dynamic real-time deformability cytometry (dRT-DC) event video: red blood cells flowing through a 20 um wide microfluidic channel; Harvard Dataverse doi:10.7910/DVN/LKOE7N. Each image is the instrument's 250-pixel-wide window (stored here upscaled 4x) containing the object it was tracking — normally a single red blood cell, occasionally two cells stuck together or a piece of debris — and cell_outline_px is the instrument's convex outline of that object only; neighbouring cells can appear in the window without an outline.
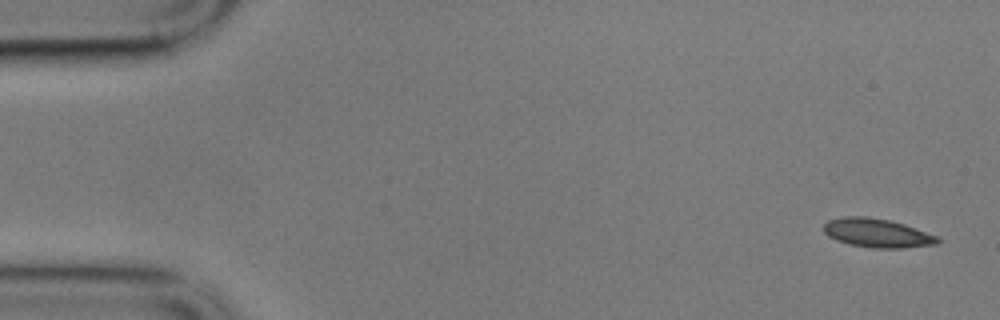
{"species": "common noctule bat (a hibernating species)", "species_latin": "Nyctalus noctula", "temperature_condition": "cold", "stored_images_in_passage": 5, "camera_frame_rate_fps": 3000, "um_per_image_px": 0.085, "animal": {"sex": "male", "body_mass_g": 17.9}, "frame": {"image": 1, "passage_image": 1, "time_ms": 0.0, "image_size_px": [1000, 320], "cell_outline_px": [[940, 244], [900, 248], [872, 248], [848, 244], [836, 240], [828, 236], [824, 232], [824, 224], [828, 220], [844, 216], [868, 216], [888, 220], [904, 224], [936, 236], [940, 240]], "centroid_in_image_um": [74.53, 19.81], "position_along_channel_um": 10.5, "area_um2": 19.13}}
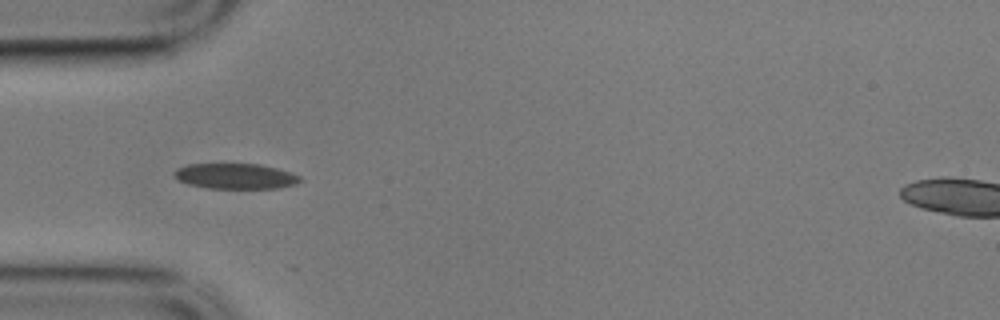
{"frame": {"image": 2, "passage_image": 4, "time_ms": 1.0, "image_size_px": [1000, 320], "cell_outline_px": [[304, 180], [296, 184], [280, 188], [208, 188], [188, 184], [176, 180], [172, 176], [172, 172], [176, 168], [188, 164], [260, 164], [292, 172], [300, 176]], "centroid_in_image_um": [20.0, 14.97], "position_along_channel_um": 65.0, "area_um2": 18.96}}